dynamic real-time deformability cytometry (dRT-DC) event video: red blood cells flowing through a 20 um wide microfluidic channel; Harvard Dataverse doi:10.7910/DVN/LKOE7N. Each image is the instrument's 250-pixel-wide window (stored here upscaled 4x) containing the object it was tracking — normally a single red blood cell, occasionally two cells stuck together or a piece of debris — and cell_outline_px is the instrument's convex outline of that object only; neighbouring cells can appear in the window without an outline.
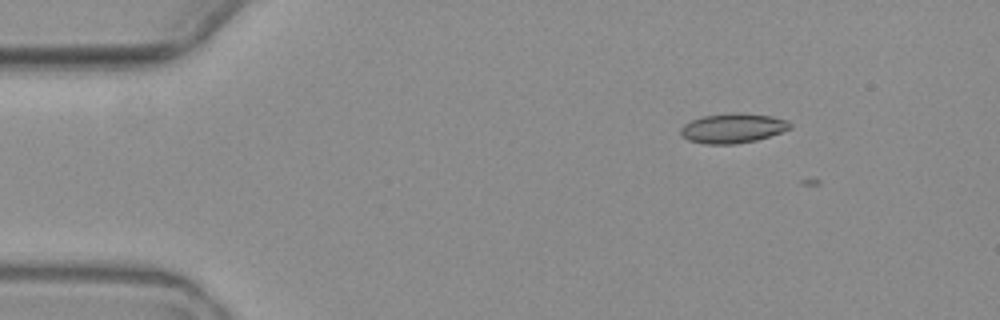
{"species": "common noctule bat (a hibernating species)", "species_latin": "Nyctalus noctula", "temperature_condition": "warm", "stored_images_in_passage": 4, "camera_frame_rate_fps": 3000, "um_per_image_px": 0.085, "animal": {"sex": "female", "body_mass_g": 19.3, "forearm_length_mm": 54.1}, "frame": {"image": 1, "passage_image": 1, "time_ms": 0.0, "image_size_px": [1000, 320], "cell_outline_px": [[792, 128], [756, 140], [736, 144], [704, 144], [688, 140], [680, 136], [680, 128], [684, 124], [692, 120], [704, 116], [736, 112], [740, 112], [772, 116], [788, 120], [792, 124]], "centroid_in_image_um": [62.28, 10.89], "position_along_channel_um": 22.7, "area_um2": 19.02}}